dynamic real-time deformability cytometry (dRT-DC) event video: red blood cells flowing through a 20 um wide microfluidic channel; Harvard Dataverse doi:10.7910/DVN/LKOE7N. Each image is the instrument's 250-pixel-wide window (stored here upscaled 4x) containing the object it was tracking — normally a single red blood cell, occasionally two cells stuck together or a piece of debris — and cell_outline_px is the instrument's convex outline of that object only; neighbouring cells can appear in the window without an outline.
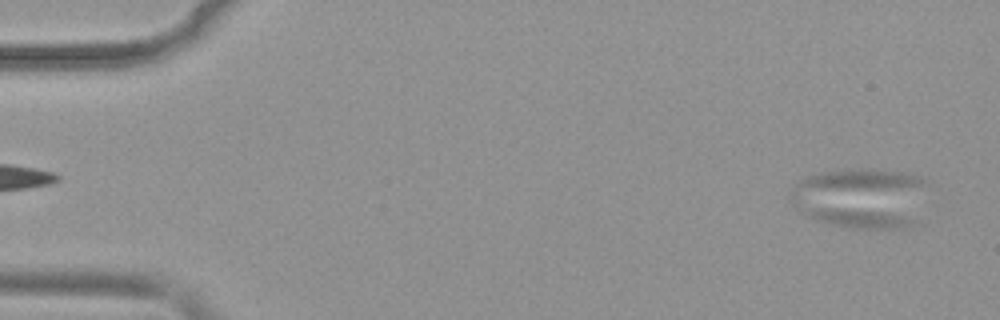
{"species": "common noctule bat (a hibernating species)", "species_latin": "Nyctalus noctula", "temperature_condition": "warm", "stored_images_in_passage": 53, "camera_frame_rate_fps": 3000, "um_per_image_px": 0.085, "animal": {"sex": "female", "body_mass_g": 19.9}, "frame": {"image": 1, "passage_image": 2, "time_ms": 0.333, "image_size_px": [1000, 320], "cell_outline_px": [[920, 224], [896, 228], [852, 228], [832, 224], [816, 220], [800, 212], [800, 208], [828, 208], [884, 212], [916, 220]], "centroid_in_image_um": [72.96, 18.55], "position_along_channel_um": 12.0, "area_um2": 11.56}}